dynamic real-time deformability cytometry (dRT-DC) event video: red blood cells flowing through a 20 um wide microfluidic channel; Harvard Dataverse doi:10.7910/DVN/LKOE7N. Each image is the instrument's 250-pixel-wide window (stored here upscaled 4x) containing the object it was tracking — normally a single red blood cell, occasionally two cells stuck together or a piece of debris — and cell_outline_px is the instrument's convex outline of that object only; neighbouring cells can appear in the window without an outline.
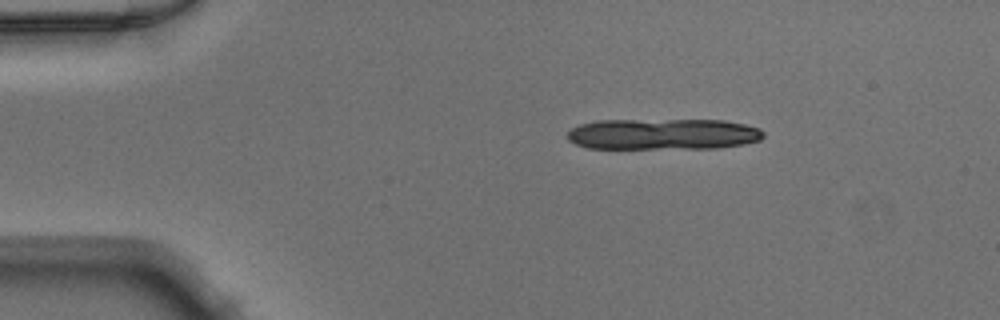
{"species": "Egyptian fruit bat (a non-hibernating species)", "species_latin": "Rousettus aegyptiacus", "temperature_condition": "warm", "stored_images_in_passage": 14, "camera_frame_rate_fps": 3000, "um_per_image_px": 0.085, "animal": {"sex": "male"}, "frame": {"image": 1, "passage_image": 7, "time_ms": 2.0, "image_size_px": [1000, 320], "cell_outline_px": [[764, 136], [760, 140], [744, 144], [716, 148], [588, 148], [576, 144], [568, 140], [568, 132], [572, 128], [580, 124], [596, 120], [724, 120], [744, 124], [760, 128], [764, 132]], "centroid_in_image_um": [56.37, 11.39], "position_along_channel_um": 28.6, "area_um2": 35.6}}